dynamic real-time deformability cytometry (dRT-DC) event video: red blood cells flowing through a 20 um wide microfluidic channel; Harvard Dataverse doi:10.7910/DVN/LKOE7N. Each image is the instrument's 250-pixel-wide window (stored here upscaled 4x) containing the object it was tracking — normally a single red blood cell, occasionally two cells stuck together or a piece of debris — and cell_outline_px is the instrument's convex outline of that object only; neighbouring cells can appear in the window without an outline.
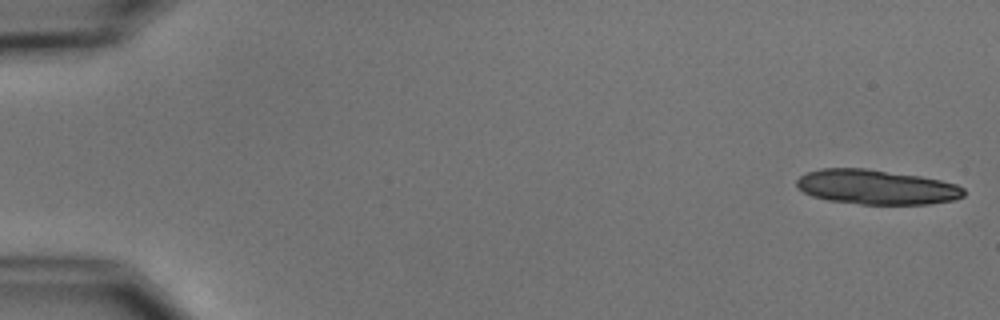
{"species": "common noctule bat (a hibernating species)", "species_latin": "Nyctalus noctula", "temperature_condition": "cold", "stored_images_in_passage": 7, "camera_frame_rate_fps": 3000, "um_per_image_px": 0.085, "animal": {"sex": "male", "body_mass_g": 15.6}, "frame": {"image": 1, "passage_image": 1, "time_ms": 0.0, "image_size_px": [1000, 320], "cell_outline_px": [[964, 196], [956, 200], [932, 204], [860, 204], [828, 200], [812, 196], [804, 192], [796, 184], [796, 180], [800, 176], [808, 172], [820, 168], [868, 168], [920, 176], [940, 180], [956, 184], [964, 188]], "centroid_in_image_um": [74.52, 15.9], "position_along_channel_um": 10.5, "area_um2": 33.93}}
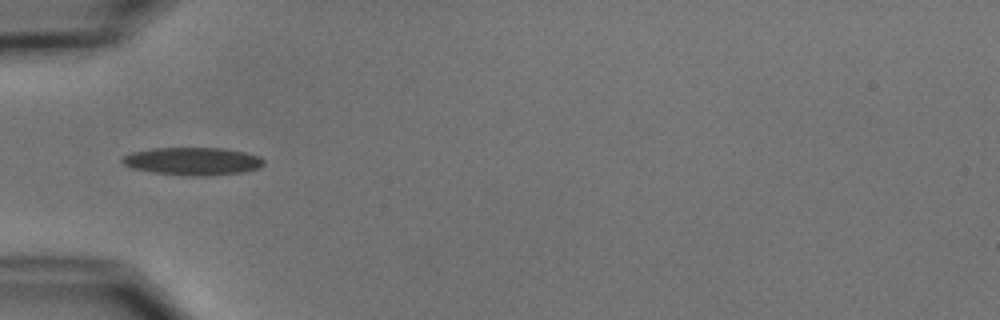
{"frame": {"image": 2, "passage_image": 5, "time_ms": 5.667, "image_size_px": [1000, 320], "cell_outline_px": [[264, 164], [260, 168], [244, 172], [200, 176], [192, 176], [152, 172], [132, 168], [124, 164], [120, 160], [124, 156], [132, 152], [152, 148], [224, 148], [244, 152], [260, 156], [264, 160]], "centroid_in_image_um": [16.4, 13.7], "position_along_channel_um": 68.6, "area_um2": 22.89}}